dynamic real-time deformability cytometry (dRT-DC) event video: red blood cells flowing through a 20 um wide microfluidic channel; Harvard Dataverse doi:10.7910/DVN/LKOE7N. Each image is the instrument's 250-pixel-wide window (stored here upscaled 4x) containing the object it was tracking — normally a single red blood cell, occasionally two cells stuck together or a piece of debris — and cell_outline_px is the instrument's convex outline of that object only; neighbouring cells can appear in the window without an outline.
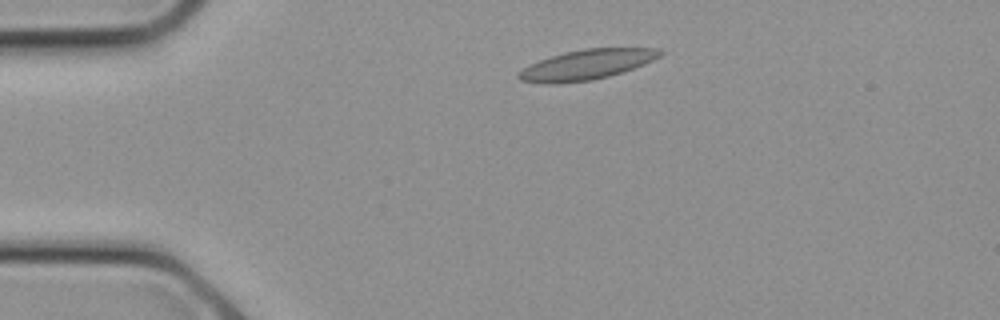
{"species": "common noctule bat (a hibernating species)", "species_latin": "Nyctalus noctula", "temperature_condition": "cold", "stored_images_in_passage": 11, "camera_frame_rate_fps": 3000, "um_per_image_px": 0.085, "animal": {"sex": "female", "body_mass_g": 21.9}, "frame": {"image": 1, "passage_image": 2, "time_ms": 0.333, "image_size_px": [1000, 320], "cell_outline_px": [[664, 52], [660, 56], [644, 64], [608, 76], [592, 80], [560, 84], [544, 84], [520, 80], [516, 76], [516, 72], [540, 60], [564, 52], [584, 48], [656, 48]], "centroid_in_image_um": [49.82, 5.5], "position_along_channel_um": 35.2, "area_um2": 24.62}}
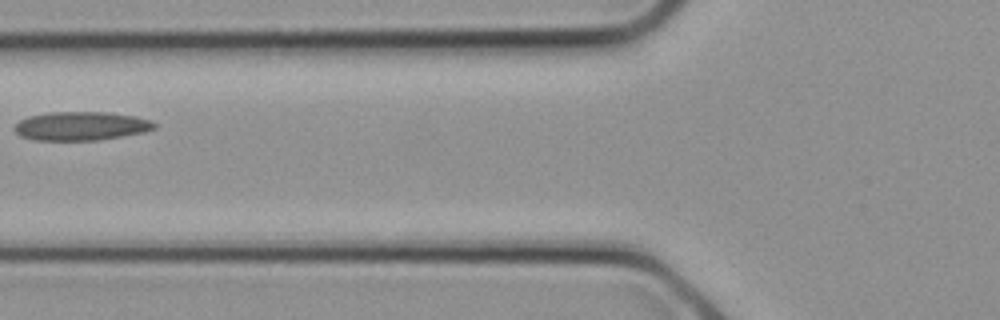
{"frame": {"image": 2, "passage_image": 7, "time_ms": 2.0, "image_size_px": [1000, 320], "cell_outline_px": [[156, 128], [144, 132], [100, 140], [32, 140], [20, 136], [12, 128], [20, 120], [28, 116], [48, 112], [108, 112], [136, 116], [152, 120], [156, 124]], "centroid_in_image_um": [6.89, 10.71], "position_along_channel_um": 118.9, "area_um2": 23.64}}
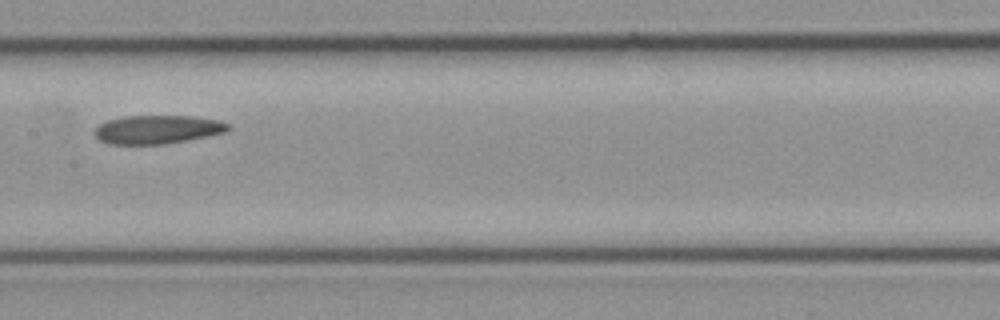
{"frame": {"image": 3, "passage_image": 10, "time_ms": 3.0, "image_size_px": [1000, 320], "cell_outline_px": [[232, 128], [224, 132], [208, 136], [164, 144], [108, 144], [100, 140], [92, 132], [100, 124], [108, 120], [124, 116], [192, 116], [220, 120], [232, 124]], "centroid_in_image_um": [13.41, 11.0], "position_along_channel_um": 194.0, "area_um2": 22.31}}